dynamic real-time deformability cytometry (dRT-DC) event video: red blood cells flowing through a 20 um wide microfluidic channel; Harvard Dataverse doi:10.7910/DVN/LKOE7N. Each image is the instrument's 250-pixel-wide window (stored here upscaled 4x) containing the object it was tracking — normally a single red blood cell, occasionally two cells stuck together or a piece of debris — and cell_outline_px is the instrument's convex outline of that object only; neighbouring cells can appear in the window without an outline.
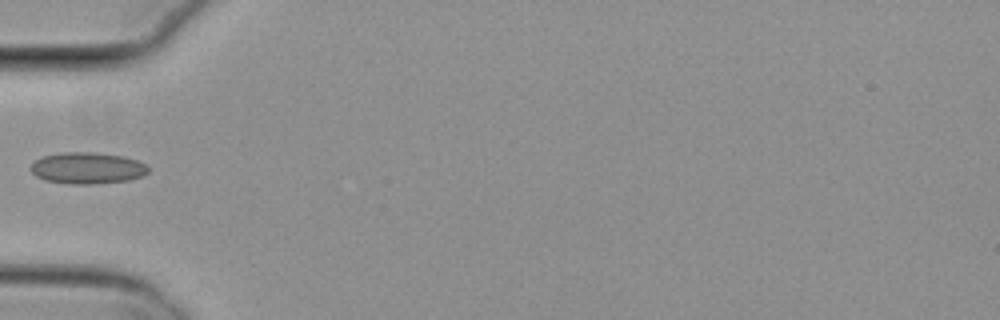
{"species": "common noctule bat (a hibernating species)", "species_latin": "Nyctalus noctula", "temperature_condition": "cold", "stored_images_in_passage": 7, "camera_frame_rate_fps": 3000, "um_per_image_px": 0.085, "animal": {"sex": "female", "body_mass_g": 29.2, "forearm_length_mm": 56.3}, "frame": {"image": 1, "passage_image": 5, "time_ms": 1.333, "image_size_px": [1000, 320], "cell_outline_px": [[148, 172], [140, 176], [128, 180], [96, 184], [72, 184], [44, 180], [36, 176], [28, 168], [36, 160], [44, 156], [64, 152], [92, 152], [120, 156], [136, 160], [144, 164], [148, 168]], "centroid_in_image_um": [7.38, 14.29], "position_along_channel_um": 77.6, "area_um2": 21.33}}
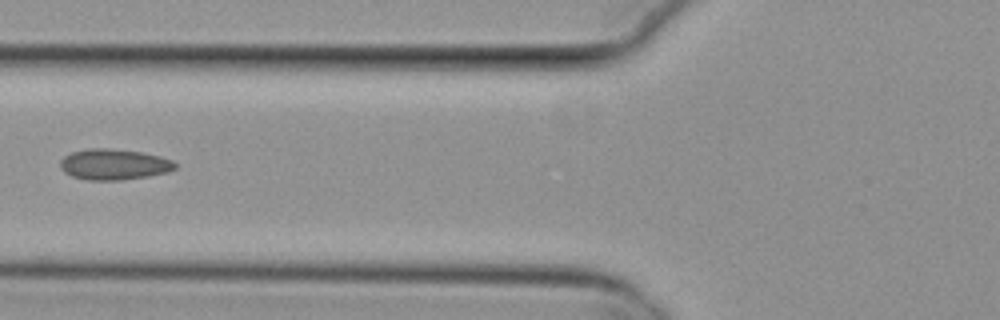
{"frame": {"image": 2, "passage_image": 6, "time_ms": 1.667, "image_size_px": [1000, 320], "cell_outline_px": [[176, 168], [164, 172], [148, 176], [120, 180], [88, 180], [72, 176], [64, 172], [60, 168], [60, 160], [64, 156], [72, 152], [88, 148], [108, 148], [140, 152], [160, 156], [172, 160], [176, 164]], "centroid_in_image_um": [9.64, 13.97], "position_along_channel_um": 116.2, "area_um2": 20.52}}
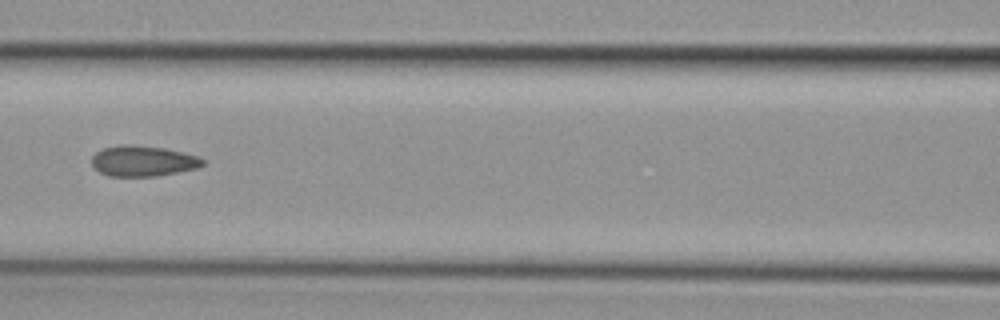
{"frame": {"image": 3, "passage_image": 7, "time_ms": 2.0, "image_size_px": [1000, 320], "cell_outline_px": [[204, 164], [196, 168], [156, 176], [108, 176], [92, 168], [92, 156], [96, 152], [104, 148], [120, 144], [132, 144], [164, 148], [184, 152], [196, 156], [204, 160]], "centroid_in_image_um": [12.11, 13.68], "position_along_channel_um": 154.5, "area_um2": 19.83}}